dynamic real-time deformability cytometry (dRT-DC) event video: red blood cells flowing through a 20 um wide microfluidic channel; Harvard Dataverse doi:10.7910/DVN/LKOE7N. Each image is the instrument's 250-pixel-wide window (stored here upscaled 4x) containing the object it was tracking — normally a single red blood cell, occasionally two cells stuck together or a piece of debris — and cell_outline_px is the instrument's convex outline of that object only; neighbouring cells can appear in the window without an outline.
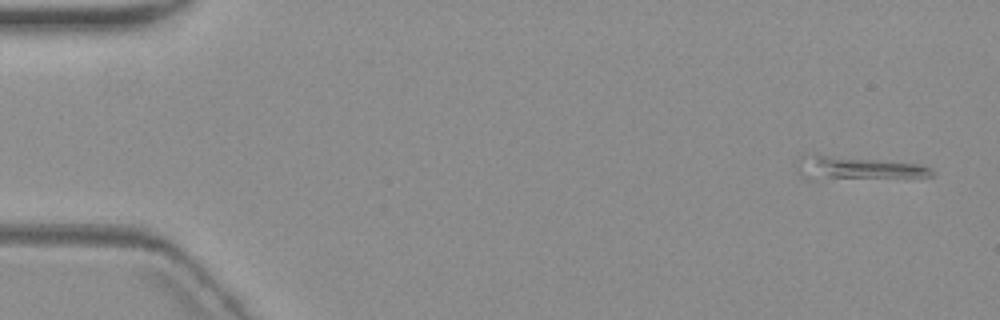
{"species": "common noctule bat (a hibernating species)", "species_latin": "Nyctalus noctula", "temperature_condition": "warm", "stored_images_in_passage": 10, "segment_of_instrument_passage": [1, 2], "camera_frame_rate_fps": 3000, "um_per_image_px": 0.085, "animal": {"sex": "female", "body_mass_g": 19.3, "forearm_length_mm": 54.1}, "frame": {"image": 1, "passage_image": 1, "time_ms": 0.0, "image_size_px": [1000, 320], "cell_outline_px": [[932, 176], [812, 180], [804, 180], [800, 176], [796, 168], [796, 160], [800, 156], [828, 156], [880, 160], [920, 164], [928, 168], [932, 172]], "centroid_in_image_um": [72.72, 14.32], "position_along_channel_um": 12.3, "area_um2": 18.03}}